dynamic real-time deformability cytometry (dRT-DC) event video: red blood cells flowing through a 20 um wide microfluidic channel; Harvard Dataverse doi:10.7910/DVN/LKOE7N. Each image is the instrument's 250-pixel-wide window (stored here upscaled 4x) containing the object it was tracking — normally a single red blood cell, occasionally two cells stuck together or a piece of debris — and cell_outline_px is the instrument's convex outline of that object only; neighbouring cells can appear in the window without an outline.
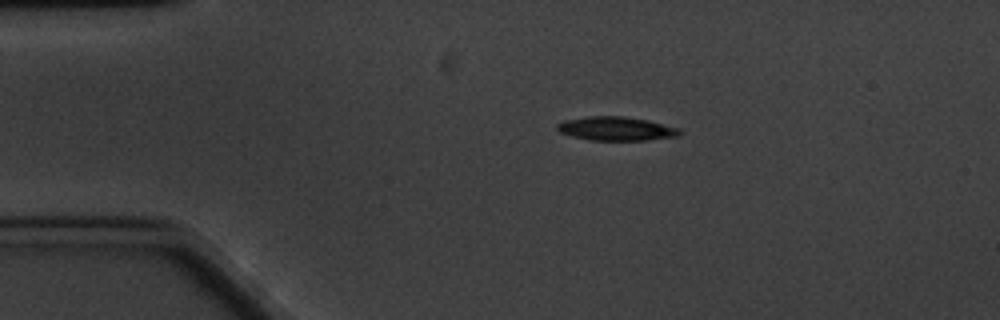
{"species": "common noctule bat (a hibernating species)", "species_latin": "Nyctalus noctula", "temperature_condition": "cold", "stored_images_in_passage": 50, "camera_frame_rate_fps": 3000, "um_per_image_px": 0.085, "animal": {"sex": "male", "body_mass_g": 20.1, "forearm_length_mm": 53.5}, "frame": {"image": 1, "passage_image": 1, "time_ms": 0.0, "image_size_px": [1000, 320], "cell_outline_px": [[684, 132], [680, 136], [648, 140], [588, 140], [572, 136], [560, 132], [556, 128], [556, 124], [564, 120], [588, 116], [624, 116], [648, 120], [676, 128]], "centroid_in_image_um": [52.37, 10.94], "position_along_channel_um": 32.6, "area_um2": 17.05}}
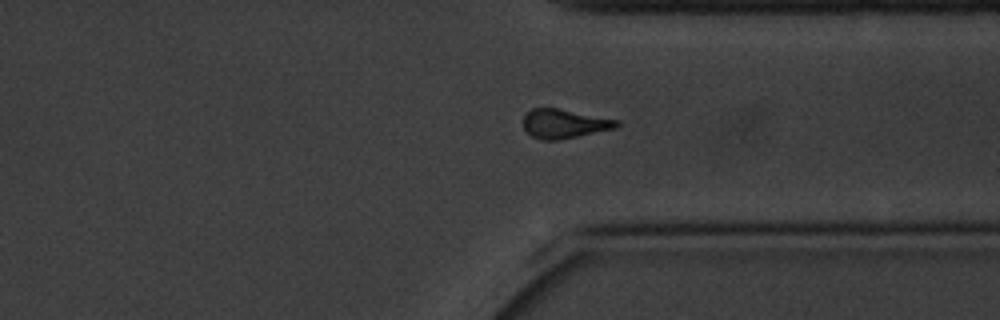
{"frame": {"image": 2, "passage_image": 35, "time_ms": 11.333, "image_size_px": [1000, 320], "cell_outline_px": [[620, 124], [616, 128], [556, 140], [540, 140], [532, 136], [524, 128], [524, 116], [532, 108], [556, 108], [620, 120]], "centroid_in_image_um": [47.97, 10.51], "position_along_channel_um": 363.4, "area_um2": 15.61}}
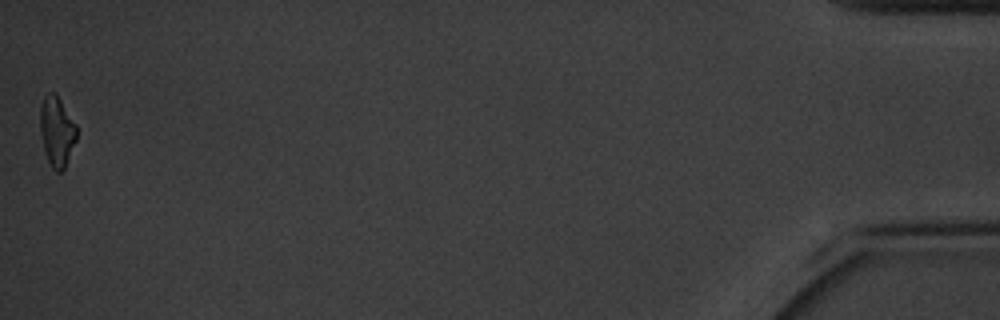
{"frame": {"image": 3, "passage_image": 50, "time_ms": 16.333, "image_size_px": [1000, 320], "cell_outline_px": [[76, 140], [64, 168], [60, 172], [56, 172], [52, 168], [44, 152], [40, 132], [40, 104], [44, 96], [48, 92], [56, 92], [76, 124]], "centroid_in_image_um": [4.81, 11.13], "position_along_channel_um": 430.4, "area_um2": 14.97}, "authors_computed_cell_mechanics": {"area_um2": 16.2418, "velocity_mm_per_s": 3.2666, "shape_relaxation_time_tau1_ms": 2.9652, "shape_relaxation_time_tau2_ms": 7.045, "deformation_change_tau1": 0.1279, "deformation_change_tau2": 0.163}}